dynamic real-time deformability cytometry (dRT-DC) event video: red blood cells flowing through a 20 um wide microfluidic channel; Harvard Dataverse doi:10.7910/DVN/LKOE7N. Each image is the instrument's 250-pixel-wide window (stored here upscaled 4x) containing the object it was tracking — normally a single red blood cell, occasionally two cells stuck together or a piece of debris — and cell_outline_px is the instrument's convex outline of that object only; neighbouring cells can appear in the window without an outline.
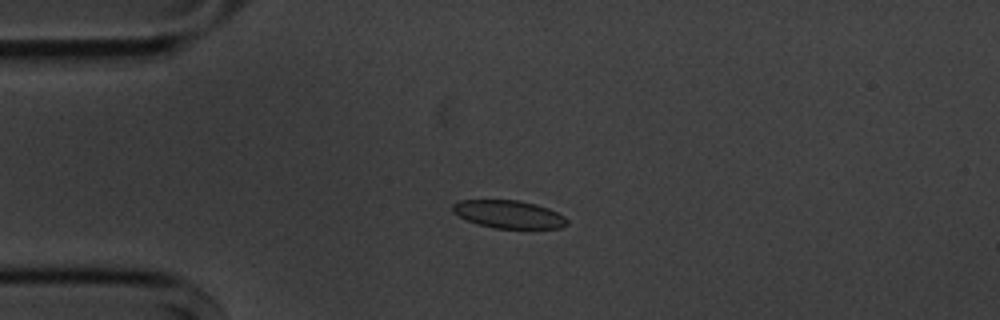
{"species": "common noctule bat (a hibernating species)", "species_latin": "Nyctalus noctula", "temperature_condition": "cold", "stored_images_in_passage": 4, "camera_frame_rate_fps": 3000, "um_per_image_px": 0.085, "animal": {"sex": "male", "body_mass_g": 20.1, "forearm_length_mm": 53.5}, "frame": {"image": 1, "passage_image": 3, "time_ms": 2.333, "image_size_px": [1000, 320], "cell_outline_px": [[568, 224], [560, 228], [496, 228], [476, 224], [452, 212], [452, 204], [460, 200], [516, 200], [536, 204], [548, 208], [564, 216], [568, 220]], "centroid_in_image_um": [43.24, 18.21], "position_along_channel_um": 41.8, "area_um2": 18.5}}